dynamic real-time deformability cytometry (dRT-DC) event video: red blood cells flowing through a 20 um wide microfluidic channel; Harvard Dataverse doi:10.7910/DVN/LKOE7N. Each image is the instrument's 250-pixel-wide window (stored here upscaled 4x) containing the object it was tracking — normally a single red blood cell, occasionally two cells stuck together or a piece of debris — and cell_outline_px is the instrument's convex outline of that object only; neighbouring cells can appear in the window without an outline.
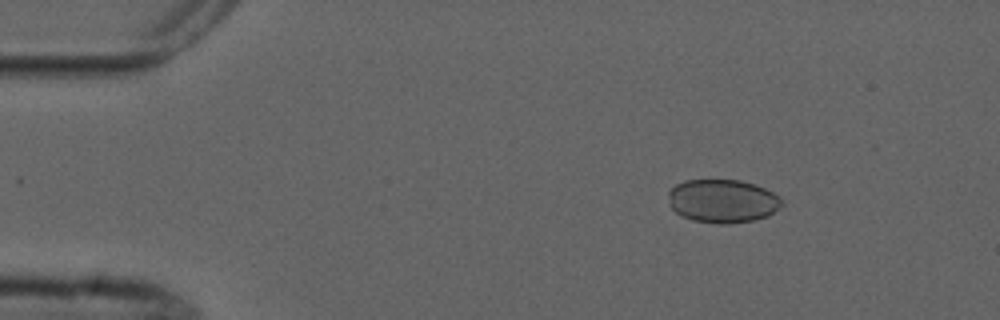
{"species": "common noctule bat (a hibernating species)", "species_latin": "Nyctalus noctula", "temperature_condition": "cold", "stored_images_in_passage": 7, "camera_frame_rate_fps": 3000, "um_per_image_px": 0.085, "animal": {"sex": "male", "forearm_length_mm": 52.5}, "frame": {"image": 1, "passage_image": 3, "time_ms": 2.333, "image_size_px": [1000, 320], "cell_outline_px": [[784, 204], [768, 216], [752, 220], [728, 224], [720, 224], [692, 220], [680, 216], [672, 208], [668, 196], [668, 192], [676, 184], [684, 180], [740, 180], [764, 188], [780, 196]], "centroid_in_image_um": [61.42, 17.09], "position_along_channel_um": 23.6, "area_um2": 28.73}}
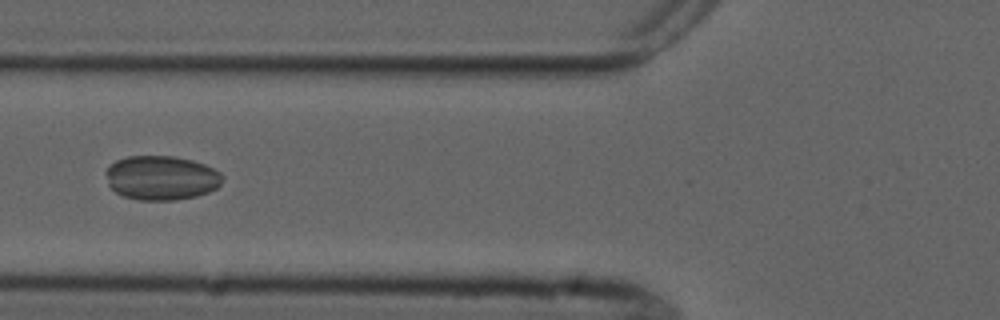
{"frame": {"image": 2, "passage_image": 7, "time_ms": 6.667, "image_size_px": [1000, 320], "cell_outline_px": [[224, 176], [220, 184], [216, 188], [208, 192], [196, 196], [176, 200], [140, 200], [124, 196], [116, 192], [108, 184], [104, 172], [116, 160], [128, 156], [172, 156], [192, 160], [204, 164], [220, 172]], "centroid_in_image_um": [13.71, 15.11], "position_along_channel_um": 112.1, "area_um2": 30.11}}